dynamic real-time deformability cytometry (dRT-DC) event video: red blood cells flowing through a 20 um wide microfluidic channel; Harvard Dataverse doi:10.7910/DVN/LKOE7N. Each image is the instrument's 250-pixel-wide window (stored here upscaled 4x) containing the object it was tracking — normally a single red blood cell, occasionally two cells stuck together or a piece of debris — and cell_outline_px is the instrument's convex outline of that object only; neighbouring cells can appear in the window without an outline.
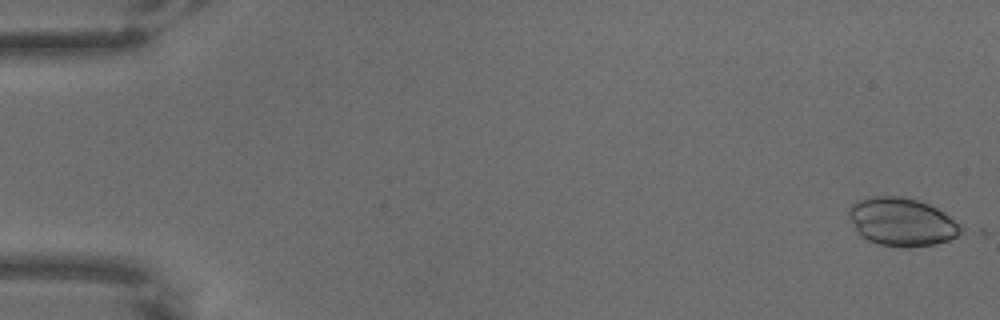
{"species": "common noctule bat (a hibernating species)", "species_latin": "Nyctalus noctula", "temperature_condition": "warm", "stored_images_in_passage": 4, "camera_frame_rate_fps": 3000, "um_per_image_px": 0.085, "animal": {"sex": "male", "body_mass_g": 18.8}, "frame": {"image": 1, "passage_image": 2, "time_ms": 0.333, "image_size_px": [1000, 320], "cell_outline_px": [[968, 228], [964, 232], [948, 240], [936, 244], [908, 248], [904, 248], [880, 244], [868, 240], [860, 236], [848, 216], [848, 208], [856, 200], [872, 196], [900, 196], [916, 200], [928, 204], [944, 212]], "centroid_in_image_um": [76.69, 18.87], "position_along_channel_um": 8.3, "area_um2": 31.91}}